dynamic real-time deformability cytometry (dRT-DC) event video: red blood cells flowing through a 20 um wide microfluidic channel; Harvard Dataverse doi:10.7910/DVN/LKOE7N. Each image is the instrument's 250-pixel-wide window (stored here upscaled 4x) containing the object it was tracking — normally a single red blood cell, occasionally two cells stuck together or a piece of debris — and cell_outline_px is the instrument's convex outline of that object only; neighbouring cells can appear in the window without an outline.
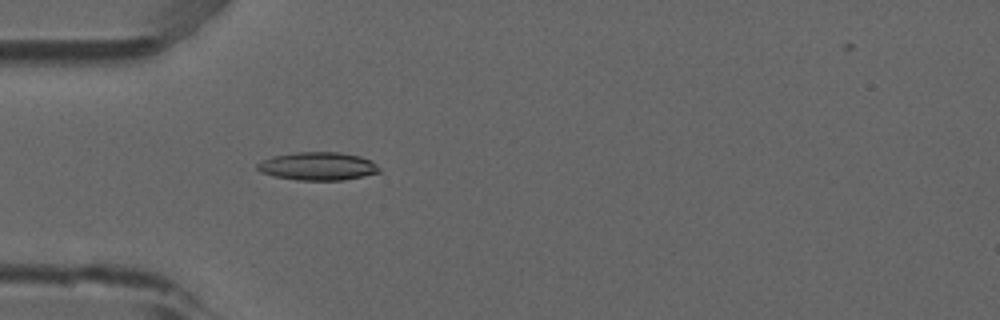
{"species": "common noctule bat (a hibernating species)", "species_latin": "Nyctalus noctula", "temperature_condition": "room temperature", "stored_images_in_passage": 4, "camera_frame_rate_fps": 3000, "um_per_image_px": 0.085, "animal": {"sex": "male", "forearm_length_mm": 52.5}, "frame": {"image": 1, "passage_image": 4, "time_ms": 1.0, "image_size_px": [1000, 320], "cell_outline_px": [[380, 172], [364, 176], [344, 180], [296, 180], [272, 176], [260, 172], [256, 168], [256, 164], [272, 156], [296, 152], [340, 152], [360, 156], [372, 160], [380, 168]], "centroid_in_image_um": [27.02, 14.13], "position_along_channel_um": 58.0, "area_um2": 20.17}}